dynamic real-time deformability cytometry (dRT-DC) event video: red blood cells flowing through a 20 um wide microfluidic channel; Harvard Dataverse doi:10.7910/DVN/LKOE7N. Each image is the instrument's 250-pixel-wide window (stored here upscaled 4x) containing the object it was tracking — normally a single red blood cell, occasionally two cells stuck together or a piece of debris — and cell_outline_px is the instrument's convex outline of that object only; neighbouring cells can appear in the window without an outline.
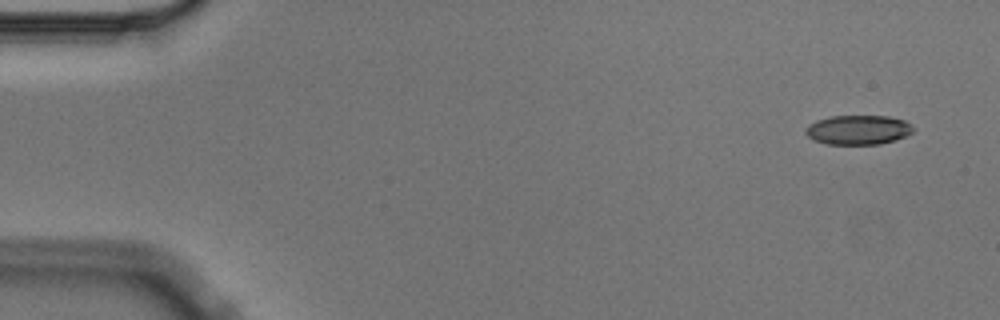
{"species": "Egyptian fruit bat (a non-hibernating species)", "species_latin": "Rousettus aegyptiacus", "temperature_condition": "cold", "stored_images_in_passage": 4, "camera_frame_rate_fps": 3000, "um_per_image_px": 0.085, "animal": {"sex": "male"}, "frame": {"image": 1, "passage_image": 1, "time_ms": 0.0, "image_size_px": [1000, 320], "cell_outline_px": [[912, 132], [896, 140], [880, 144], [828, 144], [816, 140], [808, 136], [804, 132], [804, 128], [808, 124], [816, 120], [828, 116], [888, 116], [904, 120], [912, 124]], "centroid_in_image_um": [72.92, 11.03], "position_along_channel_um": 12.1, "area_um2": 18.5}}